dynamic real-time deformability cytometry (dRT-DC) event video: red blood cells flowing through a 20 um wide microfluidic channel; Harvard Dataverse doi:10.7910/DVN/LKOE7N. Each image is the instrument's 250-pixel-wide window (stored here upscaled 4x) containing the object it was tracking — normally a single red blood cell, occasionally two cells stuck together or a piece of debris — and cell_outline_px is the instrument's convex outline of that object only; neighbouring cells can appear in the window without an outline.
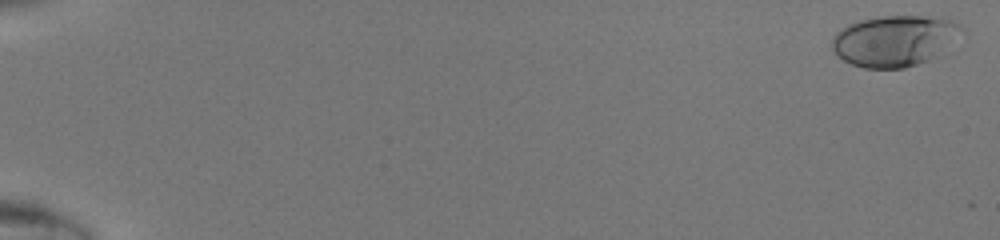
{"species": "human", "species_latin": "Homo sapiens", "temperature_condition": "room temperature", "stored_images_in_passage": 48, "camera_frame_rate_fps": 3000, "um_per_image_px": 0.085, "donor": {"sex": "male"}, "frame": {"image": 1, "passage_image": 1, "time_ms": 0.0, "image_size_px": [1000, 240], "cell_outline_px": [[964, 28], [944, 56], [904, 68], [864, 68], [852, 64], [844, 60], [832, 48], [832, 36], [840, 28], [848, 24], [860, 20], [880, 16], [924, 16], [952, 20], [960, 24]], "centroid_in_image_um": [76.09, 3.47], "position_along_channel_um": 8.9, "area_um2": 39.02}}
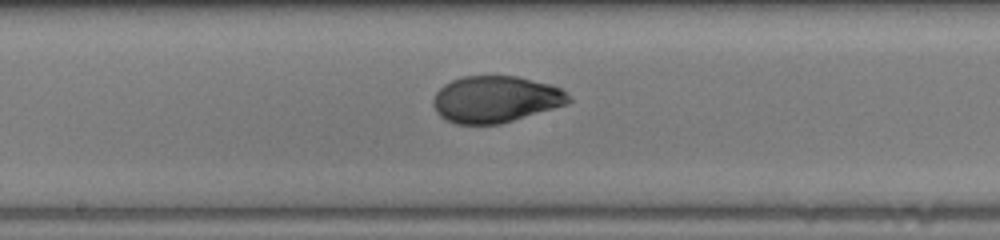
{"frame": {"image": 2, "passage_image": 28, "time_ms": 9.0, "image_size_px": [1000, 240], "cell_outline_px": [[572, 100], [568, 104], [500, 124], [456, 124], [440, 116], [436, 112], [432, 104], [432, 100], [436, 92], [444, 84], [452, 80], [464, 76], [516, 76], [552, 84], [560, 88]], "centroid_in_image_um": [42.11, 8.43], "position_along_channel_um": 206.1, "area_um2": 36.82}}
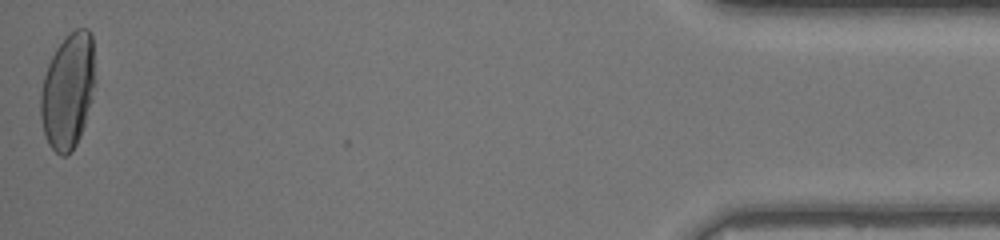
{"frame": {"image": 3, "passage_image": 48, "time_ms": 15.667, "image_size_px": [1000, 240], "cell_outline_px": [[96, 84], [92, 100], [80, 136], [76, 144], [68, 156], [60, 156], [48, 144], [44, 132], [40, 116], [40, 92], [44, 76], [48, 64], [56, 48], [64, 36], [76, 28], [88, 28], [92, 32], [96, 80]], "centroid_in_image_um": [5.79, 7.7], "position_along_channel_um": 429.4, "area_um2": 37.4}}